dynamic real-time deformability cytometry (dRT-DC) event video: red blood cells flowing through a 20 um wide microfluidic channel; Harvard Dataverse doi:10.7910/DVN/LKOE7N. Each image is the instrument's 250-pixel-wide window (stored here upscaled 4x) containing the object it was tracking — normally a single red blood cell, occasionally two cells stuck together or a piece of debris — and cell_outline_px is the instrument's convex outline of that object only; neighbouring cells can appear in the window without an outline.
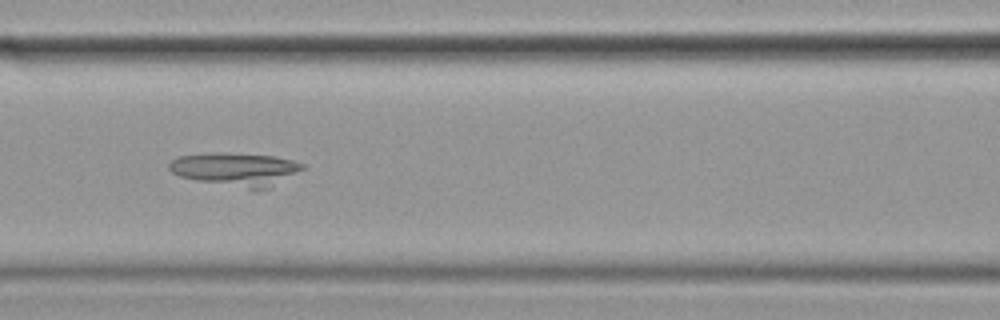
{"species": "common noctule bat (a hibernating species)", "species_latin": "Nyctalus noctula", "temperature_condition": "cold", "stored_images_in_passage": 59, "camera_frame_rate_fps": 3000, "um_per_image_px": 0.085, "animal": {"sex": "female", "body_mass_g": 19.9}, "frame": {"image": 1, "passage_image": 27, "time_ms": 8.667, "image_size_px": [1000, 320], "cell_outline_px": [[304, 168], [268, 188], [248, 188], [196, 180], [180, 176], [172, 172], [168, 168], [168, 164], [176, 156], [212, 152], [220, 152], [276, 156], [292, 160], [304, 164]], "centroid_in_image_um": [19.98, 14.35], "position_along_channel_um": 146.6, "area_um2": 25.43}}
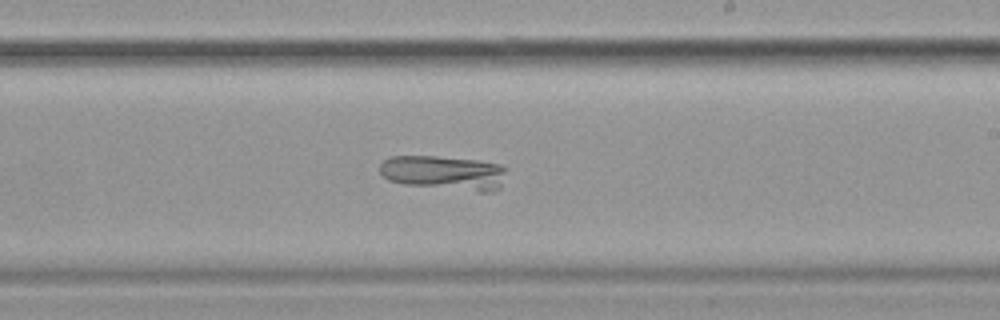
{"frame": {"image": 2, "passage_image": 36, "time_ms": 11.667, "image_size_px": [1000, 320], "cell_outline_px": [[508, 168], [500, 188], [496, 192], [480, 192], [404, 184], [388, 180], [380, 172], [380, 164], [384, 160], [392, 156], [436, 156], [480, 160], [500, 164]], "centroid_in_image_um": [37.81, 14.69], "position_along_channel_um": 251.2, "area_um2": 25.78}}
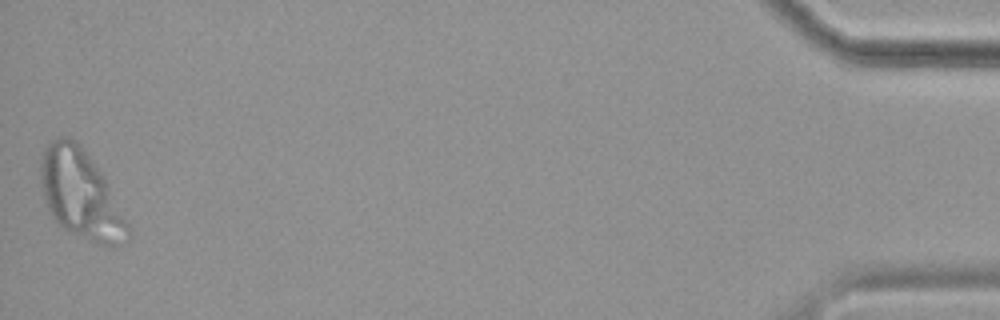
{"frame": {"image": 3, "passage_image": 59, "time_ms": 19.333, "image_size_px": [1000, 320], "cell_outline_px": [[132, 232], [128, 240], [124, 244], [108, 248], [96, 244], [64, 228], [52, 216], [48, 208], [44, 196], [40, 176], [40, 164], [44, 152], [48, 144], [52, 140], [60, 136], [68, 136], [80, 144], [104, 176]], "centroid_in_image_um": [6.89, 16.55], "position_along_channel_um": 428.3, "area_um2": 44.8}}